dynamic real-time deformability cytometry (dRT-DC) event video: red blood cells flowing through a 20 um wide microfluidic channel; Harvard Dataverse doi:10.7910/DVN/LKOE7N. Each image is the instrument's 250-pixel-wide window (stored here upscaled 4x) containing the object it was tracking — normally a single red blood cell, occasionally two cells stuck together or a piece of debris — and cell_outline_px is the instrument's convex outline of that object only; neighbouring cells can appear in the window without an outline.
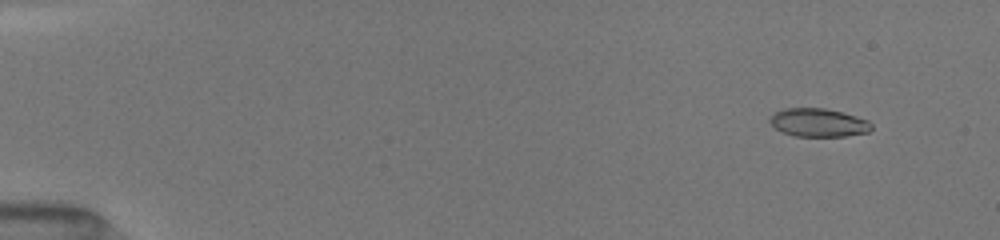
{"species": "common noctule bat (a hibernating species)", "species_latin": "Nyctalus noctula", "temperature_condition": "room temperature", "stored_images_in_passage": 48, "camera_frame_rate_fps": 3000, "um_per_image_px": 0.085, "animal": {"sex": "female", "body_mass_g": 19.5, "forearm_length_mm": 54.1}, "frame": {"image": 1, "passage_image": 3, "time_ms": 1.333, "image_size_px": [1000, 240], "cell_outline_px": [[872, 128], [868, 132], [844, 136], [796, 136], [780, 132], [768, 120], [776, 112], [784, 108], [824, 108], [844, 112], [868, 120], [872, 124]], "centroid_in_image_um": [69.58, 10.42], "position_along_channel_um": 15.4, "area_um2": 16.76}}
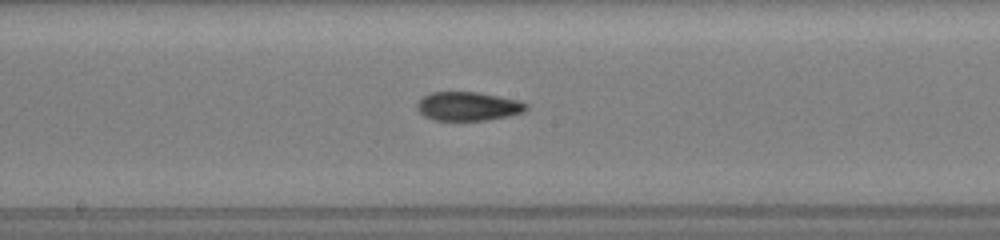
{"frame": {"image": 2, "passage_image": 28, "time_ms": 9.333, "image_size_px": [1000, 240], "cell_outline_px": [[528, 108], [524, 112], [508, 116], [484, 120], [432, 120], [424, 116], [416, 108], [416, 104], [424, 96], [432, 92], [480, 92], [520, 100], [528, 104]], "centroid_in_image_um": [39.81, 9.03], "position_along_channel_um": 208.4, "area_um2": 18.44}}
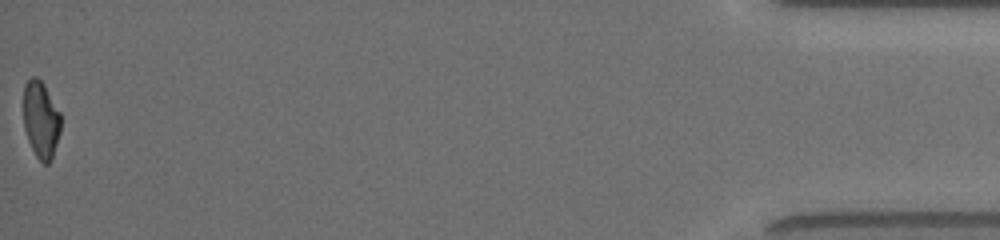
{"frame": {"image": 3, "passage_image": 48, "time_ms": 17.0, "image_size_px": [1000, 240], "cell_outline_px": [[60, 132], [52, 160], [48, 164], [44, 164], [36, 156], [28, 140], [24, 128], [24, 84], [32, 76], [36, 76], [44, 84], [60, 112]], "centroid_in_image_um": [3.48, 10.17], "position_along_channel_um": 431.7, "area_um2": 16.76}, "authors_computed_cell_mechanics": {"area_um2": 17.918, "velocity_mm_per_s": 4.0598, "shape_relaxation_time_tau1_ms": 7.2875, "shape_relaxation_time_tau2_ms": 2.3704, "deformation_change_tau1": 0.2274, "deformation_change_tau2": 0.0876}}